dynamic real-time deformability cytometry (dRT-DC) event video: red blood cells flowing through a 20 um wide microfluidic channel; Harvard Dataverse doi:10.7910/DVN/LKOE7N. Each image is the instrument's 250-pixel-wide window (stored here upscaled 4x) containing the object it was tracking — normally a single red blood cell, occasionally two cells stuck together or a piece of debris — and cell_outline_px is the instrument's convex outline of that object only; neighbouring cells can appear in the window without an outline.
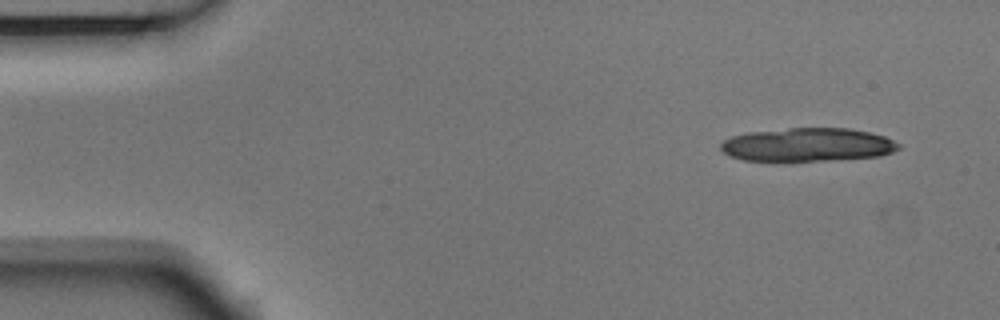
{"species": "Egyptian fruit bat (a non-hibernating species)", "species_latin": "Rousettus aegyptiacus", "temperature_condition": "room temperature", "stored_images_in_passage": 3, "camera_frame_rate_fps": 3000, "um_per_image_px": 0.085, "animal": {"sex": "male"}, "frame": {"image": 1, "passage_image": 1, "time_ms": 0.0, "image_size_px": [1000, 320], "cell_outline_px": [[900, 148], [892, 152], [880, 156], [776, 164], [772, 164], [744, 160], [728, 156], [720, 148], [720, 144], [724, 140], [732, 136], [748, 132], [788, 128], [848, 128], [868, 132], [884, 136], [900, 144]], "centroid_in_image_um": [68.56, 12.34], "position_along_channel_um": 16.4, "area_um2": 35.72}}
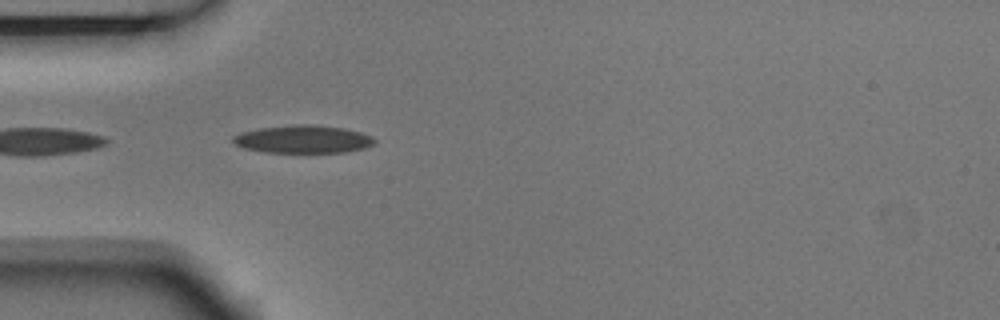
{"frame": {"image": 2, "passage_image": 3, "time_ms": 0.667, "image_size_px": [1000, 320], "cell_outline_px": [[376, 144], [364, 148], [344, 152], [268, 152], [244, 148], [236, 144], [232, 140], [232, 136], [240, 132], [260, 128], [296, 124], [312, 124], [344, 128], [360, 132], [372, 136], [376, 140]], "centroid_in_image_um": [25.78, 11.82], "position_along_channel_um": 59.2, "area_um2": 22.95}}